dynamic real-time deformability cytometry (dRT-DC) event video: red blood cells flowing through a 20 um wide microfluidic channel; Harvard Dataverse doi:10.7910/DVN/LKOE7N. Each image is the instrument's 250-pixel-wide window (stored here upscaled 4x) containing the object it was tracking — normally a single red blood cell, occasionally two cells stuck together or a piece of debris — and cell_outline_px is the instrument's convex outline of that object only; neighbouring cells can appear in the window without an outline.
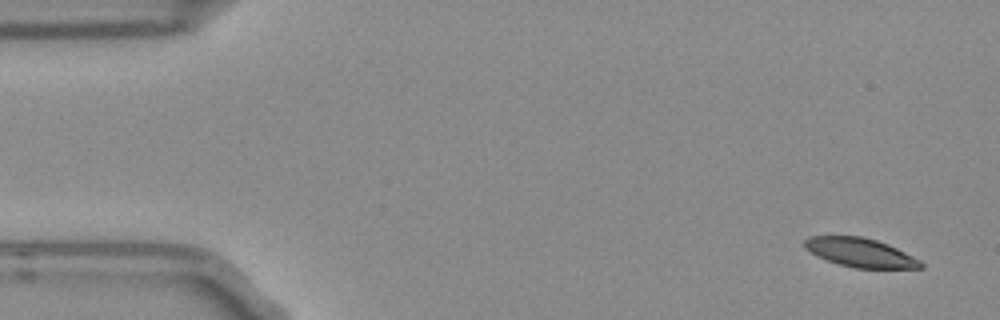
{"species": "Egyptian fruit bat (a non-hibernating species)", "species_latin": "Rousettus aegyptiacus", "temperature_condition": "room temperature", "stored_images_in_passage": 10, "camera_frame_rate_fps": 3000, "um_per_image_px": 0.085, "frame": {"image": 1, "passage_image": 1, "time_ms": 0.0, "image_size_px": [1000, 320], "cell_outline_px": [[924, 268], [856, 268], [840, 264], [816, 256], [804, 248], [804, 240], [808, 236], [860, 236], [876, 240], [888, 244], [920, 260], [924, 264]], "centroid_in_image_um": [73.11, 21.46], "position_along_channel_um": 11.9, "area_um2": 19.48}}
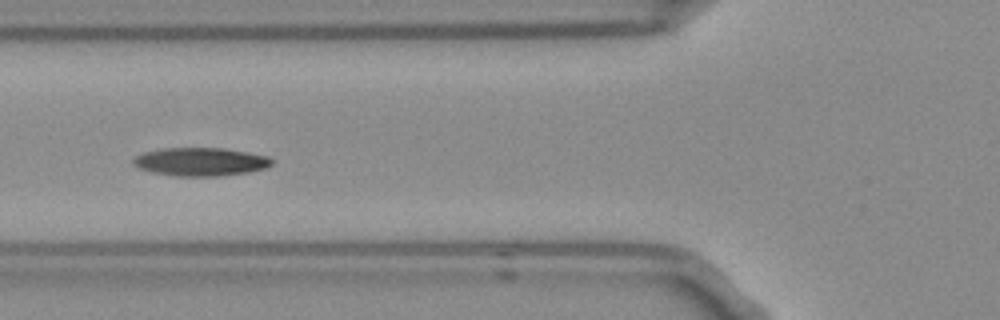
{"frame": {"image": 2, "passage_image": 5, "time_ms": 1.333, "image_size_px": [1000, 320], "cell_outline_px": [[272, 164], [264, 168], [248, 172], [220, 176], [176, 176], [152, 172], [140, 168], [132, 164], [132, 160], [136, 156], [144, 152], [160, 148], [224, 148], [248, 152], [268, 156], [272, 160]], "centroid_in_image_um": [17.03, 13.74], "position_along_channel_um": 108.8, "area_um2": 22.83}}
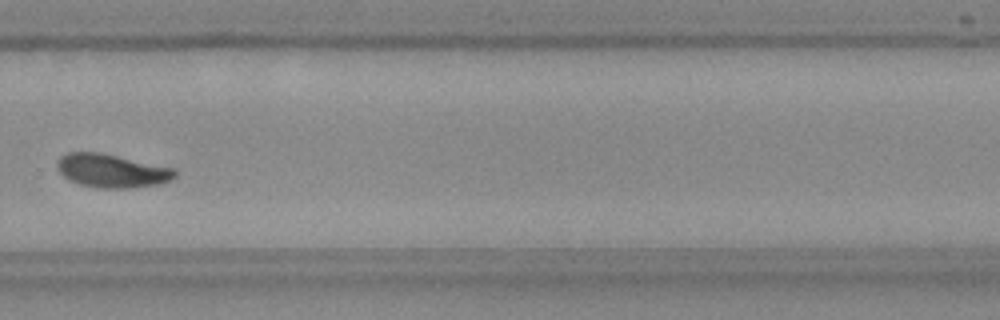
{"frame": {"image": 3, "passage_image": 10, "time_ms": 3.0, "image_size_px": [1000, 320], "cell_outline_px": [[176, 176], [160, 184], [128, 188], [100, 188], [80, 184], [68, 180], [56, 168], [56, 164], [60, 156], [68, 152], [96, 152], [116, 156], [172, 168], [176, 172]], "centroid_in_image_um": [9.44, 14.52], "position_along_channel_um": 320.4, "area_um2": 22.6}}